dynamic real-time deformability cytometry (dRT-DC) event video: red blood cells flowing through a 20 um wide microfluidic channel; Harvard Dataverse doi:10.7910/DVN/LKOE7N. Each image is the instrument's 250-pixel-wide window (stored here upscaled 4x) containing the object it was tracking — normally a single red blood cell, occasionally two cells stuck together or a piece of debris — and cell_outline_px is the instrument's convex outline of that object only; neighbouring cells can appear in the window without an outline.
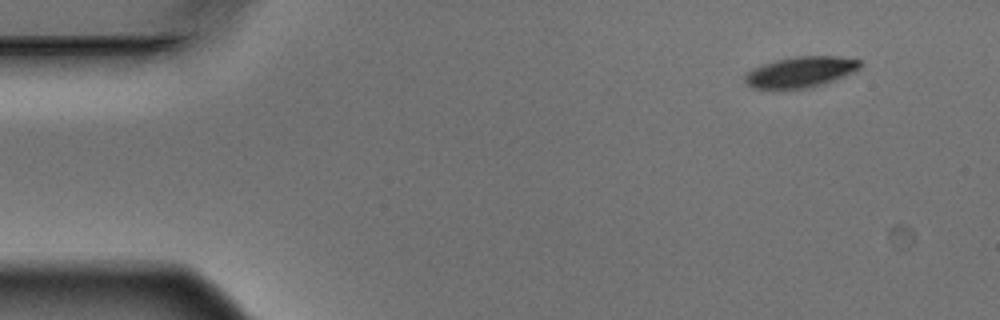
{"species": "Egyptian fruit bat (a non-hibernating species)", "species_latin": "Rousettus aegyptiacus", "temperature_condition": "warm", "stored_images_in_passage": 3, "camera_frame_rate_fps": 3000, "um_per_image_px": 0.085, "animal": {"sex": "male"}, "frame": {"image": 1, "passage_image": 1, "time_ms": 0.0, "image_size_px": [1000, 320], "cell_outline_px": [[860, 68], [852, 72], [832, 80], [820, 84], [804, 88], [784, 92], [752, 88], [744, 80], [744, 76], [752, 68], [776, 60], [796, 56], [840, 56], [860, 60]], "centroid_in_image_um": [67.96, 6.15], "position_along_channel_um": 17.0, "area_um2": 20.92}}
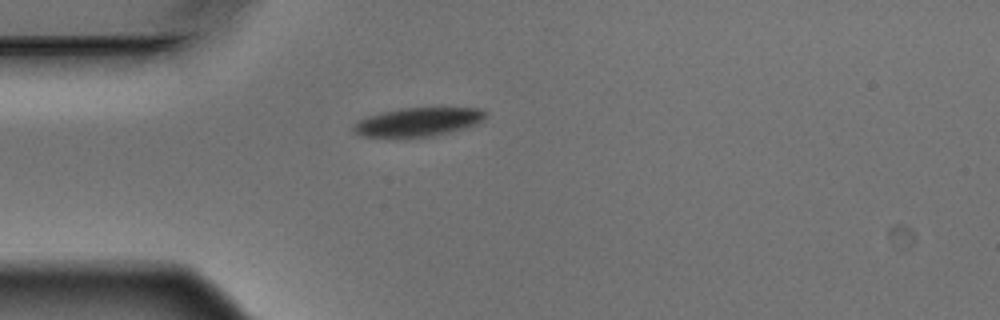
{"frame": {"image": 2, "passage_image": 3, "time_ms": 0.667, "image_size_px": [1000, 320], "cell_outline_px": [[488, 112], [476, 124], [464, 128], [432, 136], [404, 140], [388, 140], [360, 136], [352, 132], [352, 124], [368, 116], [400, 108], [480, 108]], "centroid_in_image_um": [35.4, 10.43], "position_along_channel_um": 49.6, "area_um2": 22.89}}